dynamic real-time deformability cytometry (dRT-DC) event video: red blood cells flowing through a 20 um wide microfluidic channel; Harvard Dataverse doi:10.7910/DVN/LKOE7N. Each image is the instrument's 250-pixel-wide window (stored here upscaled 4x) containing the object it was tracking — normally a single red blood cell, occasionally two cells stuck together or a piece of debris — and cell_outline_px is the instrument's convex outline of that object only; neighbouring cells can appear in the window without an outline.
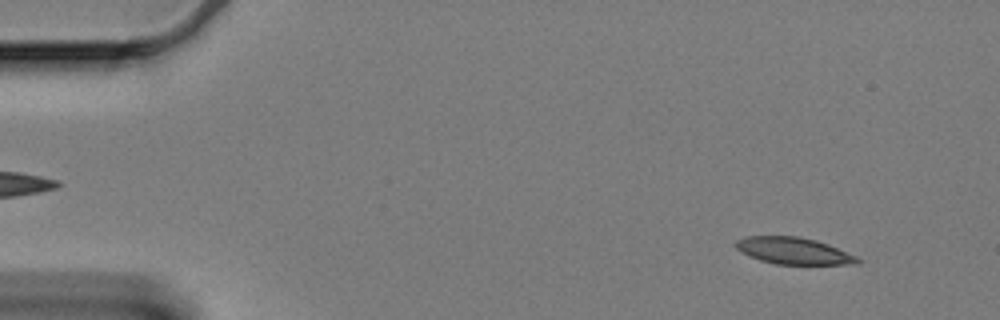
{"species": "Egyptian fruit bat (a non-hibernating species)", "species_latin": "Rousettus aegyptiacus", "temperature_condition": "cold", "stored_images_in_passage": 60, "camera_frame_rate_fps": 3000, "um_per_image_px": 0.085, "animal": {"sex": "female"}, "frame": {"image": 1, "passage_image": 5, "time_ms": 1.333, "image_size_px": [1000, 320], "cell_outline_px": [[860, 264], [776, 264], [760, 260], [748, 256], [740, 252], [732, 244], [736, 240], [744, 236], [796, 236], [816, 240], [828, 244], [856, 256], [860, 260]], "centroid_in_image_um": [67.39, 21.31], "position_along_channel_um": 17.6, "area_um2": 19.07}}
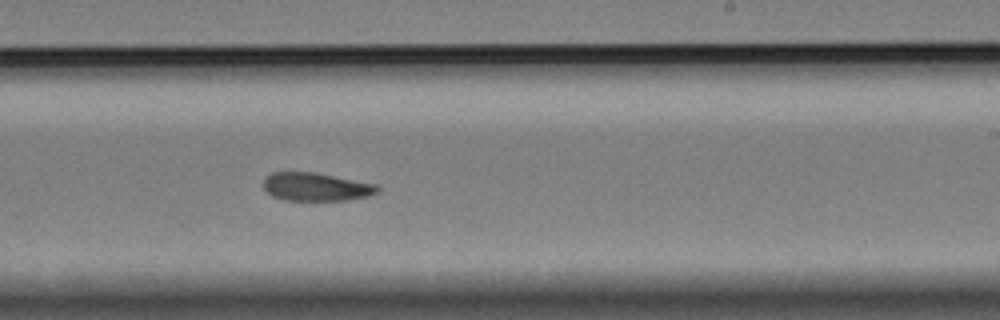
{"frame": {"image": 2, "passage_image": 36, "time_ms": 11.667, "image_size_px": [1000, 320], "cell_outline_px": [[380, 192], [368, 196], [348, 200], [284, 200], [272, 196], [264, 188], [264, 180], [272, 172], [316, 172], [380, 184]], "centroid_in_image_um": [26.95, 15.87], "position_along_channel_um": 262.1, "area_um2": 19.02}}
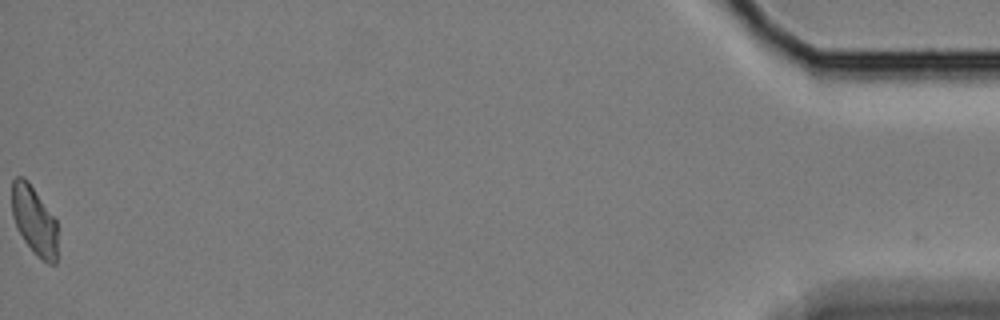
{"frame": {"image": 3, "passage_image": 60, "time_ms": 19.667, "image_size_px": [1000, 320], "cell_outline_px": [[56, 264], [48, 264], [24, 240], [12, 216], [12, 180], [16, 176], [24, 176], [28, 180], [56, 220]], "centroid_in_image_um": [2.89, 18.67], "position_along_channel_um": 432.3, "area_um2": 17.8}, "authors_computed_cell_mechanics": {"area_um2": 19.6809, "velocity_mm_per_s": 3.3044, "shape_relaxation_time_tau1_ms": 8.4361, "shape_relaxation_time_tau2_ms": 5.4898, "deformation_change_tau1": 0.1609, "deformation_change_tau2": 0.11}}